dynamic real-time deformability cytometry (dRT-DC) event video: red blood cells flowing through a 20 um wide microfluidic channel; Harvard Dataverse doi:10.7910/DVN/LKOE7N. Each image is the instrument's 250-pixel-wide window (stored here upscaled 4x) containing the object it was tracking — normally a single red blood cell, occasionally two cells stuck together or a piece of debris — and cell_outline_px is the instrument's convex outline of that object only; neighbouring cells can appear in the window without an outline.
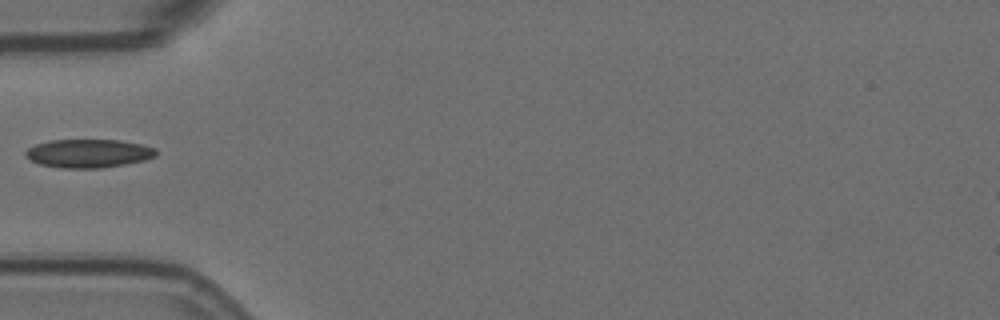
{"species": "Egyptian fruit bat (a non-hibernating species)", "species_latin": "Rousettus aegyptiacus", "temperature_condition": "room temperature", "stored_images_in_passage": 2, "camera_frame_rate_fps": 3000, "um_per_image_px": 0.085, "animal": {"sex": "female"}, "frame": {"image": 1, "passage_image": 1, "time_ms": 0.0, "image_size_px": [1000, 320], "cell_outline_px": [[156, 156], [144, 160], [104, 168], [60, 168], [40, 164], [28, 160], [24, 156], [24, 152], [28, 148], [36, 144], [52, 140], [120, 140], [140, 144], [156, 148]], "centroid_in_image_um": [7.49, 13.04], "position_along_channel_um": 77.5, "area_um2": 21.73}}
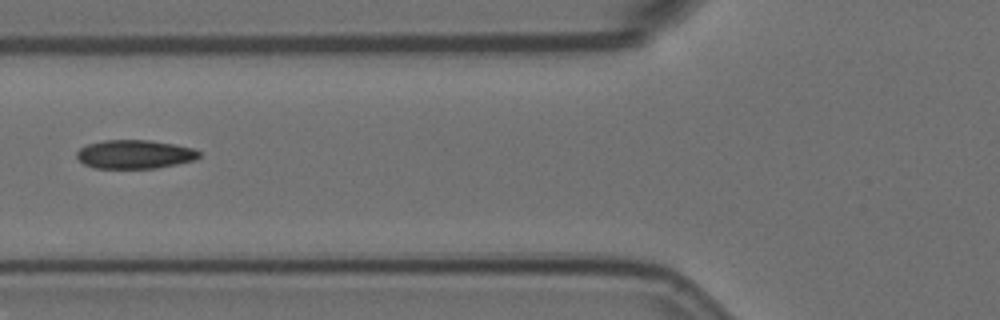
{"frame": {"image": 2, "passage_image": 2, "time_ms": 0.333, "image_size_px": [1000, 320], "cell_outline_px": [[200, 156], [196, 160], [156, 168], [96, 168], [84, 164], [76, 156], [76, 152], [80, 148], [88, 144], [104, 140], [148, 140], [176, 144], [192, 148], [200, 152]], "centroid_in_image_um": [11.46, 13.11], "position_along_channel_um": 114.3, "area_um2": 20.46}}